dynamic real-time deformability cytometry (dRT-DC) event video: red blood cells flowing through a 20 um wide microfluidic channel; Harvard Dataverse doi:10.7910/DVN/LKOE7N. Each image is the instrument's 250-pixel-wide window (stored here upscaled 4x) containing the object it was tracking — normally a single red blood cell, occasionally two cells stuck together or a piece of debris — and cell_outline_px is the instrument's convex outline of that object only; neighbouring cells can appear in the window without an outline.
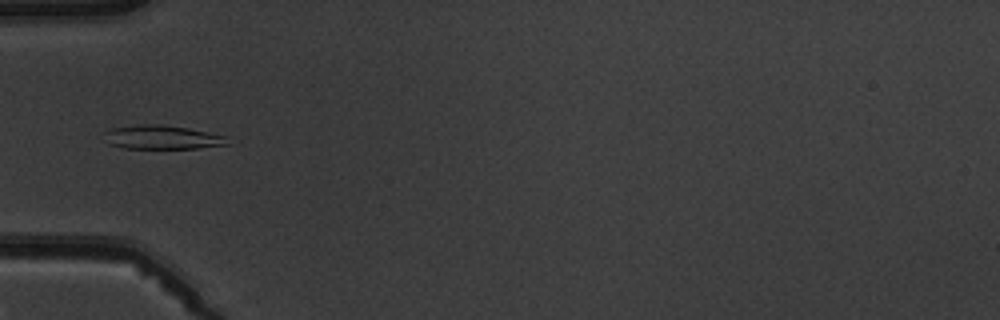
{"species": "common noctule bat (a hibernating species)", "species_latin": "Nyctalus noctula", "temperature_condition": "warm", "stored_images_in_passage": 6, "camera_frame_rate_fps": 3000, "um_per_image_px": 0.085, "animal": {"sex": "male", "body_mass_g": 19.5, "forearm_length_mm": 54.6}, "frame": {"image": 1, "passage_image": 6, "time_ms": 5.667, "image_size_px": [1000, 320], "cell_outline_px": [[228, 144], [196, 148], [124, 148], [108, 144], [104, 132], [112, 128], [140, 124], [160, 124], [188, 128], [228, 136]], "centroid_in_image_um": [13.78, 11.66], "position_along_channel_um": 71.2, "area_um2": 17.05}}